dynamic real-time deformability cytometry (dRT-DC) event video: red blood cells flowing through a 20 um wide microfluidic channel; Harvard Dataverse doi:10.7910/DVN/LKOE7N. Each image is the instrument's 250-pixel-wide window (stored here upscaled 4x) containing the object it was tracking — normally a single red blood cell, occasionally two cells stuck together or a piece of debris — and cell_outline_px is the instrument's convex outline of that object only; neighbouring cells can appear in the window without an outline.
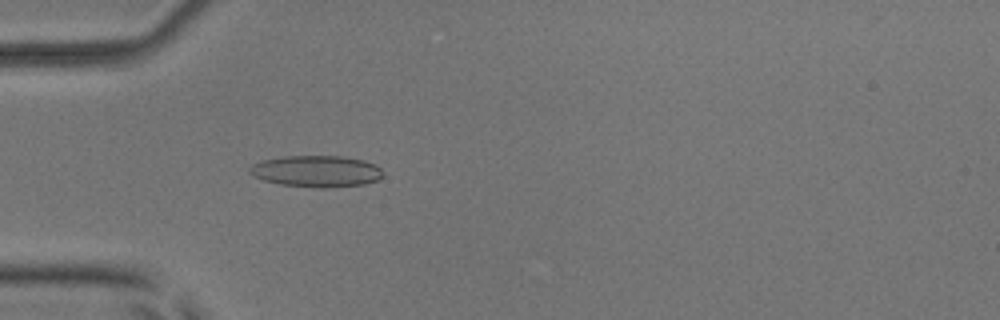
{"species": "common noctule bat (a hibernating species)", "species_latin": "Nyctalus noctula", "temperature_condition": "room temperature", "stored_images_in_passage": 53, "camera_frame_rate_fps": 3000, "um_per_image_px": 0.085, "animal": {"sex": "male", "body_mass_g": 17.9, "forearm_length_mm": 54.2}, "frame": {"image": 1, "passage_image": 16, "time_ms": 5.0, "image_size_px": [1000, 320], "cell_outline_px": [[384, 172], [380, 180], [364, 184], [328, 188], [320, 188], [280, 184], [264, 180], [252, 176], [248, 172], [248, 168], [252, 164], [264, 160], [284, 156], [340, 156], [364, 160], [376, 164]], "centroid_in_image_um": [26.92, 14.56], "position_along_channel_um": 58.1, "area_um2": 24.68}}
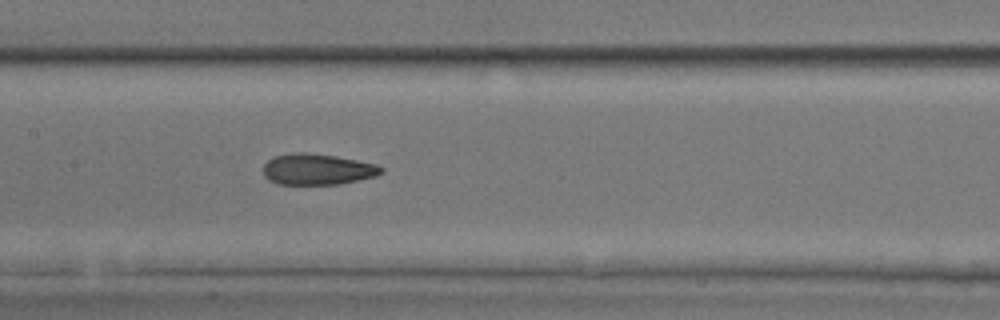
{"frame": {"image": 2, "passage_image": 26, "time_ms": 8.333, "image_size_px": [1000, 320], "cell_outline_px": [[384, 172], [376, 176], [340, 184], [276, 184], [268, 180], [264, 176], [264, 164], [268, 160], [276, 156], [296, 152], [304, 152], [336, 156], [376, 164], [384, 168]], "centroid_in_image_um": [26.99, 14.39], "position_along_channel_um": 180.4, "area_um2": 21.33}}
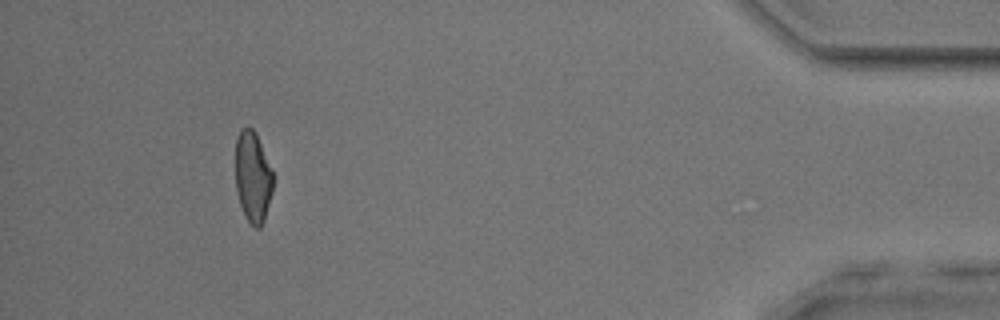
{"frame": {"image": 3, "passage_image": 49, "time_ms": 16.0, "image_size_px": [1000, 320], "cell_outline_px": [[276, 176], [272, 192], [264, 220], [260, 228], [256, 228], [244, 216], [240, 204], [236, 188], [236, 140], [240, 132], [248, 124], [256, 132]], "centroid_in_image_um": [21.53, 15.02], "position_along_channel_um": 413.7, "area_um2": 20.29}, "authors_computed_cell_mechanics": {"area_um2": 21.7328, "velocity_mm_per_s": 3.8445, "shape_relaxation_time_tau1_ms": 6.4873, "shape_relaxation_time_tau2_ms": 2.7442, "deformation_change_tau1": 0.1813, "deformation_change_tau2": 0.1061}}